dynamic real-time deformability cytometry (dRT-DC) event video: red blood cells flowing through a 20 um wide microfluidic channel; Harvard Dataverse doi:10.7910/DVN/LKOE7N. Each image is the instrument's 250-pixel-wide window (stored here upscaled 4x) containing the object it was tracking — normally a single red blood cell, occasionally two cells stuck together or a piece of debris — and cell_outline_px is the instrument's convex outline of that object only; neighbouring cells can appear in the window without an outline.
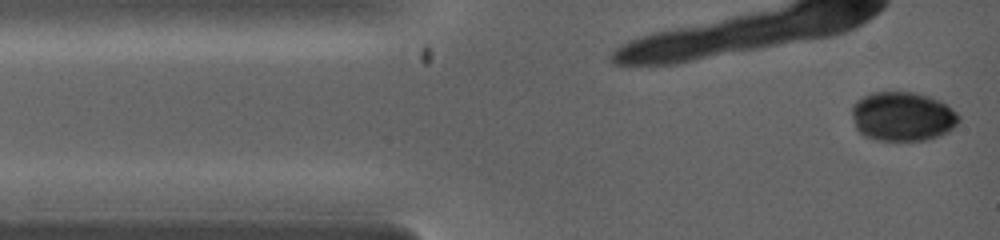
{"species": "common noctule bat (a hibernating species)", "species_latin": "Nyctalus noctula", "temperature_condition": "warm", "stored_images_in_passage": 7, "camera_frame_rate_fps": 5000, "um_per_image_px": 0.085, "animal": {"sex": "female", "body_mass_g": 19.0, "forearm_length_mm": 53.3}, "frame": {"image": 1, "passage_image": 1, "time_ms": 0.0, "image_size_px": [1000, 240], "cell_outline_px": [[960, 120], [948, 132], [940, 136], [928, 140], [876, 140], [864, 136], [856, 128], [852, 116], [852, 104], [856, 100], [864, 96], [876, 92], [916, 92], [940, 100], [948, 104], [960, 116]], "centroid_in_image_um": [76.73, 9.9], "position_along_channel_um": 8.3, "area_um2": 30.92}}